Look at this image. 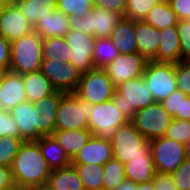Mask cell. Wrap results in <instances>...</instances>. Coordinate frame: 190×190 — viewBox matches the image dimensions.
Returning a JSON list of instances; mask_svg holds the SVG:
<instances>
[{
    "instance_id": "6da1fadb",
    "label": "cell",
    "mask_w": 190,
    "mask_h": 190,
    "mask_svg": "<svg viewBox=\"0 0 190 190\" xmlns=\"http://www.w3.org/2000/svg\"><path fill=\"white\" fill-rule=\"evenodd\" d=\"M11 171L15 183L29 190H37L47 184L51 174L39 144L36 141H24L14 157Z\"/></svg>"
},
{
    "instance_id": "7a4b0ae2",
    "label": "cell",
    "mask_w": 190,
    "mask_h": 190,
    "mask_svg": "<svg viewBox=\"0 0 190 190\" xmlns=\"http://www.w3.org/2000/svg\"><path fill=\"white\" fill-rule=\"evenodd\" d=\"M42 40L34 30L11 42L9 71L24 75L41 70Z\"/></svg>"
},
{
    "instance_id": "3957f363",
    "label": "cell",
    "mask_w": 190,
    "mask_h": 190,
    "mask_svg": "<svg viewBox=\"0 0 190 190\" xmlns=\"http://www.w3.org/2000/svg\"><path fill=\"white\" fill-rule=\"evenodd\" d=\"M111 100L128 121L133 119L137 111L154 102L143 76L132 78L116 86Z\"/></svg>"
},
{
    "instance_id": "277c9868",
    "label": "cell",
    "mask_w": 190,
    "mask_h": 190,
    "mask_svg": "<svg viewBox=\"0 0 190 190\" xmlns=\"http://www.w3.org/2000/svg\"><path fill=\"white\" fill-rule=\"evenodd\" d=\"M94 104L73 93L61 92V100L56 113L55 130L88 129L89 116Z\"/></svg>"
},
{
    "instance_id": "5b68a950",
    "label": "cell",
    "mask_w": 190,
    "mask_h": 190,
    "mask_svg": "<svg viewBox=\"0 0 190 190\" xmlns=\"http://www.w3.org/2000/svg\"><path fill=\"white\" fill-rule=\"evenodd\" d=\"M113 159L122 164L130 162L136 157L152 156L150 142L129 121L118 127L111 138Z\"/></svg>"
},
{
    "instance_id": "8992f818",
    "label": "cell",
    "mask_w": 190,
    "mask_h": 190,
    "mask_svg": "<svg viewBox=\"0 0 190 190\" xmlns=\"http://www.w3.org/2000/svg\"><path fill=\"white\" fill-rule=\"evenodd\" d=\"M123 17L116 12L93 7L81 18L69 17L70 29L94 38H108Z\"/></svg>"
},
{
    "instance_id": "52a82bcc",
    "label": "cell",
    "mask_w": 190,
    "mask_h": 190,
    "mask_svg": "<svg viewBox=\"0 0 190 190\" xmlns=\"http://www.w3.org/2000/svg\"><path fill=\"white\" fill-rule=\"evenodd\" d=\"M116 91L110 77L103 68H95L81 75L75 94L92 104L110 101Z\"/></svg>"
},
{
    "instance_id": "ba28073f",
    "label": "cell",
    "mask_w": 190,
    "mask_h": 190,
    "mask_svg": "<svg viewBox=\"0 0 190 190\" xmlns=\"http://www.w3.org/2000/svg\"><path fill=\"white\" fill-rule=\"evenodd\" d=\"M173 117L163 108L161 102L154 101L137 111L130 121L148 141L163 137Z\"/></svg>"
},
{
    "instance_id": "9c48e42d",
    "label": "cell",
    "mask_w": 190,
    "mask_h": 190,
    "mask_svg": "<svg viewBox=\"0 0 190 190\" xmlns=\"http://www.w3.org/2000/svg\"><path fill=\"white\" fill-rule=\"evenodd\" d=\"M128 122L112 100H110L94 104L93 112L88 120V129L91 131L92 136L111 140L118 127Z\"/></svg>"
},
{
    "instance_id": "30bf717a",
    "label": "cell",
    "mask_w": 190,
    "mask_h": 190,
    "mask_svg": "<svg viewBox=\"0 0 190 190\" xmlns=\"http://www.w3.org/2000/svg\"><path fill=\"white\" fill-rule=\"evenodd\" d=\"M152 159L157 173H173L187 158L186 146L165 136L150 140Z\"/></svg>"
},
{
    "instance_id": "8fae6325",
    "label": "cell",
    "mask_w": 190,
    "mask_h": 190,
    "mask_svg": "<svg viewBox=\"0 0 190 190\" xmlns=\"http://www.w3.org/2000/svg\"><path fill=\"white\" fill-rule=\"evenodd\" d=\"M143 77L154 101L161 102L177 90L175 64L149 60Z\"/></svg>"
},
{
    "instance_id": "7c38bea8",
    "label": "cell",
    "mask_w": 190,
    "mask_h": 190,
    "mask_svg": "<svg viewBox=\"0 0 190 190\" xmlns=\"http://www.w3.org/2000/svg\"><path fill=\"white\" fill-rule=\"evenodd\" d=\"M53 88L64 93L75 92L82 73L70 62L43 59L40 70Z\"/></svg>"
},
{
    "instance_id": "4fadbf2b",
    "label": "cell",
    "mask_w": 190,
    "mask_h": 190,
    "mask_svg": "<svg viewBox=\"0 0 190 190\" xmlns=\"http://www.w3.org/2000/svg\"><path fill=\"white\" fill-rule=\"evenodd\" d=\"M71 54L69 62L74 65L81 73L95 69L94 55V37L70 29L64 36Z\"/></svg>"
},
{
    "instance_id": "5bb4252c",
    "label": "cell",
    "mask_w": 190,
    "mask_h": 190,
    "mask_svg": "<svg viewBox=\"0 0 190 190\" xmlns=\"http://www.w3.org/2000/svg\"><path fill=\"white\" fill-rule=\"evenodd\" d=\"M148 59L139 53L119 54L103 69L110 77L114 86L126 82L132 78L143 76Z\"/></svg>"
},
{
    "instance_id": "9a60e30c",
    "label": "cell",
    "mask_w": 190,
    "mask_h": 190,
    "mask_svg": "<svg viewBox=\"0 0 190 190\" xmlns=\"http://www.w3.org/2000/svg\"><path fill=\"white\" fill-rule=\"evenodd\" d=\"M27 101L22 75L5 71L0 76V112Z\"/></svg>"
},
{
    "instance_id": "2e32d148",
    "label": "cell",
    "mask_w": 190,
    "mask_h": 190,
    "mask_svg": "<svg viewBox=\"0 0 190 190\" xmlns=\"http://www.w3.org/2000/svg\"><path fill=\"white\" fill-rule=\"evenodd\" d=\"M34 30L18 6L11 0L0 17V35L12 42Z\"/></svg>"
},
{
    "instance_id": "e0dca14e",
    "label": "cell",
    "mask_w": 190,
    "mask_h": 190,
    "mask_svg": "<svg viewBox=\"0 0 190 190\" xmlns=\"http://www.w3.org/2000/svg\"><path fill=\"white\" fill-rule=\"evenodd\" d=\"M113 159L112 143L110 139L91 136L87 143L71 160V164H98L104 165Z\"/></svg>"
},
{
    "instance_id": "ac0fdd59",
    "label": "cell",
    "mask_w": 190,
    "mask_h": 190,
    "mask_svg": "<svg viewBox=\"0 0 190 190\" xmlns=\"http://www.w3.org/2000/svg\"><path fill=\"white\" fill-rule=\"evenodd\" d=\"M61 100V91L55 90L43 99L37 100V140L42 136L53 135L58 106Z\"/></svg>"
},
{
    "instance_id": "d6986e66",
    "label": "cell",
    "mask_w": 190,
    "mask_h": 190,
    "mask_svg": "<svg viewBox=\"0 0 190 190\" xmlns=\"http://www.w3.org/2000/svg\"><path fill=\"white\" fill-rule=\"evenodd\" d=\"M24 141H37V107L30 101L18 104L10 111Z\"/></svg>"
},
{
    "instance_id": "ffe728a7",
    "label": "cell",
    "mask_w": 190,
    "mask_h": 190,
    "mask_svg": "<svg viewBox=\"0 0 190 190\" xmlns=\"http://www.w3.org/2000/svg\"><path fill=\"white\" fill-rule=\"evenodd\" d=\"M159 33L161 42L152 61L177 64L181 61V46L176 26L163 28Z\"/></svg>"
},
{
    "instance_id": "44dd1931",
    "label": "cell",
    "mask_w": 190,
    "mask_h": 190,
    "mask_svg": "<svg viewBox=\"0 0 190 190\" xmlns=\"http://www.w3.org/2000/svg\"><path fill=\"white\" fill-rule=\"evenodd\" d=\"M134 30L138 46V53L152 60L161 42L159 30L144 20L134 21Z\"/></svg>"
},
{
    "instance_id": "7402d4cb",
    "label": "cell",
    "mask_w": 190,
    "mask_h": 190,
    "mask_svg": "<svg viewBox=\"0 0 190 190\" xmlns=\"http://www.w3.org/2000/svg\"><path fill=\"white\" fill-rule=\"evenodd\" d=\"M121 54L138 53L134 21L122 18L109 37Z\"/></svg>"
},
{
    "instance_id": "603a6c76",
    "label": "cell",
    "mask_w": 190,
    "mask_h": 190,
    "mask_svg": "<svg viewBox=\"0 0 190 190\" xmlns=\"http://www.w3.org/2000/svg\"><path fill=\"white\" fill-rule=\"evenodd\" d=\"M69 30V17L58 9L34 26V31L41 38L64 37Z\"/></svg>"
},
{
    "instance_id": "cb8c5ba5",
    "label": "cell",
    "mask_w": 190,
    "mask_h": 190,
    "mask_svg": "<svg viewBox=\"0 0 190 190\" xmlns=\"http://www.w3.org/2000/svg\"><path fill=\"white\" fill-rule=\"evenodd\" d=\"M33 27L57 10V0H12Z\"/></svg>"
},
{
    "instance_id": "d4e9b609",
    "label": "cell",
    "mask_w": 190,
    "mask_h": 190,
    "mask_svg": "<svg viewBox=\"0 0 190 190\" xmlns=\"http://www.w3.org/2000/svg\"><path fill=\"white\" fill-rule=\"evenodd\" d=\"M36 142L51 170L61 169L71 164V159L53 135L42 136Z\"/></svg>"
},
{
    "instance_id": "484cf974",
    "label": "cell",
    "mask_w": 190,
    "mask_h": 190,
    "mask_svg": "<svg viewBox=\"0 0 190 190\" xmlns=\"http://www.w3.org/2000/svg\"><path fill=\"white\" fill-rule=\"evenodd\" d=\"M53 136L63 148L67 156L72 160L90 139L92 133L89 129L66 131L55 130Z\"/></svg>"
},
{
    "instance_id": "4316f807",
    "label": "cell",
    "mask_w": 190,
    "mask_h": 190,
    "mask_svg": "<svg viewBox=\"0 0 190 190\" xmlns=\"http://www.w3.org/2000/svg\"><path fill=\"white\" fill-rule=\"evenodd\" d=\"M125 177L136 184L153 180L156 173L152 156L136 157L124 164Z\"/></svg>"
},
{
    "instance_id": "83f0119b",
    "label": "cell",
    "mask_w": 190,
    "mask_h": 190,
    "mask_svg": "<svg viewBox=\"0 0 190 190\" xmlns=\"http://www.w3.org/2000/svg\"><path fill=\"white\" fill-rule=\"evenodd\" d=\"M22 80L25 87L26 98L32 103L45 98L55 91L51 82L41 71L26 73L22 75Z\"/></svg>"
},
{
    "instance_id": "f1b7e54d",
    "label": "cell",
    "mask_w": 190,
    "mask_h": 190,
    "mask_svg": "<svg viewBox=\"0 0 190 190\" xmlns=\"http://www.w3.org/2000/svg\"><path fill=\"white\" fill-rule=\"evenodd\" d=\"M47 185L54 190H85L76 168L72 164L52 170Z\"/></svg>"
},
{
    "instance_id": "f546056e",
    "label": "cell",
    "mask_w": 190,
    "mask_h": 190,
    "mask_svg": "<svg viewBox=\"0 0 190 190\" xmlns=\"http://www.w3.org/2000/svg\"><path fill=\"white\" fill-rule=\"evenodd\" d=\"M144 21L161 30L169 26H176L178 19L169 1L161 0L149 11Z\"/></svg>"
},
{
    "instance_id": "4dcf8cb0",
    "label": "cell",
    "mask_w": 190,
    "mask_h": 190,
    "mask_svg": "<svg viewBox=\"0 0 190 190\" xmlns=\"http://www.w3.org/2000/svg\"><path fill=\"white\" fill-rule=\"evenodd\" d=\"M85 190H103V166L98 164H72Z\"/></svg>"
},
{
    "instance_id": "1f68e13d",
    "label": "cell",
    "mask_w": 190,
    "mask_h": 190,
    "mask_svg": "<svg viewBox=\"0 0 190 190\" xmlns=\"http://www.w3.org/2000/svg\"><path fill=\"white\" fill-rule=\"evenodd\" d=\"M43 59L69 62L71 50L64 37H48L42 40Z\"/></svg>"
},
{
    "instance_id": "d6a6232c",
    "label": "cell",
    "mask_w": 190,
    "mask_h": 190,
    "mask_svg": "<svg viewBox=\"0 0 190 190\" xmlns=\"http://www.w3.org/2000/svg\"><path fill=\"white\" fill-rule=\"evenodd\" d=\"M118 49L114 46L111 39L108 38H94V65L96 68H104L112 62L118 55Z\"/></svg>"
},
{
    "instance_id": "836d02e7",
    "label": "cell",
    "mask_w": 190,
    "mask_h": 190,
    "mask_svg": "<svg viewBox=\"0 0 190 190\" xmlns=\"http://www.w3.org/2000/svg\"><path fill=\"white\" fill-rule=\"evenodd\" d=\"M103 190H116L125 179L124 164L111 159L103 165Z\"/></svg>"
},
{
    "instance_id": "e575fe53",
    "label": "cell",
    "mask_w": 190,
    "mask_h": 190,
    "mask_svg": "<svg viewBox=\"0 0 190 190\" xmlns=\"http://www.w3.org/2000/svg\"><path fill=\"white\" fill-rule=\"evenodd\" d=\"M24 140L22 138L0 137V166L11 167L14 157L19 152Z\"/></svg>"
},
{
    "instance_id": "d590c367",
    "label": "cell",
    "mask_w": 190,
    "mask_h": 190,
    "mask_svg": "<svg viewBox=\"0 0 190 190\" xmlns=\"http://www.w3.org/2000/svg\"><path fill=\"white\" fill-rule=\"evenodd\" d=\"M161 0H126L124 18L144 20L149 11Z\"/></svg>"
},
{
    "instance_id": "8d00e7d4",
    "label": "cell",
    "mask_w": 190,
    "mask_h": 190,
    "mask_svg": "<svg viewBox=\"0 0 190 190\" xmlns=\"http://www.w3.org/2000/svg\"><path fill=\"white\" fill-rule=\"evenodd\" d=\"M57 9L68 17L81 18L93 9L92 0H57Z\"/></svg>"
},
{
    "instance_id": "74e56055",
    "label": "cell",
    "mask_w": 190,
    "mask_h": 190,
    "mask_svg": "<svg viewBox=\"0 0 190 190\" xmlns=\"http://www.w3.org/2000/svg\"><path fill=\"white\" fill-rule=\"evenodd\" d=\"M164 136L186 145L190 138V121L184 119H173Z\"/></svg>"
},
{
    "instance_id": "f35d334b",
    "label": "cell",
    "mask_w": 190,
    "mask_h": 190,
    "mask_svg": "<svg viewBox=\"0 0 190 190\" xmlns=\"http://www.w3.org/2000/svg\"><path fill=\"white\" fill-rule=\"evenodd\" d=\"M177 89L190 96V60H181L175 64Z\"/></svg>"
},
{
    "instance_id": "ab89813d",
    "label": "cell",
    "mask_w": 190,
    "mask_h": 190,
    "mask_svg": "<svg viewBox=\"0 0 190 190\" xmlns=\"http://www.w3.org/2000/svg\"><path fill=\"white\" fill-rule=\"evenodd\" d=\"M176 28L181 46V60H190V20H178Z\"/></svg>"
},
{
    "instance_id": "60d3db41",
    "label": "cell",
    "mask_w": 190,
    "mask_h": 190,
    "mask_svg": "<svg viewBox=\"0 0 190 190\" xmlns=\"http://www.w3.org/2000/svg\"><path fill=\"white\" fill-rule=\"evenodd\" d=\"M177 190H190V158H186L184 162L171 173Z\"/></svg>"
},
{
    "instance_id": "b9f144b4",
    "label": "cell",
    "mask_w": 190,
    "mask_h": 190,
    "mask_svg": "<svg viewBox=\"0 0 190 190\" xmlns=\"http://www.w3.org/2000/svg\"><path fill=\"white\" fill-rule=\"evenodd\" d=\"M20 137L19 127L9 111L0 112V137Z\"/></svg>"
},
{
    "instance_id": "7bdbcfd3",
    "label": "cell",
    "mask_w": 190,
    "mask_h": 190,
    "mask_svg": "<svg viewBox=\"0 0 190 190\" xmlns=\"http://www.w3.org/2000/svg\"><path fill=\"white\" fill-rule=\"evenodd\" d=\"M93 7L102 8L124 16L126 0H92Z\"/></svg>"
},
{
    "instance_id": "ee69618b",
    "label": "cell",
    "mask_w": 190,
    "mask_h": 190,
    "mask_svg": "<svg viewBox=\"0 0 190 190\" xmlns=\"http://www.w3.org/2000/svg\"><path fill=\"white\" fill-rule=\"evenodd\" d=\"M163 108L173 116L175 113H180L181 91L175 90L167 98L161 101Z\"/></svg>"
},
{
    "instance_id": "f6af8a7d",
    "label": "cell",
    "mask_w": 190,
    "mask_h": 190,
    "mask_svg": "<svg viewBox=\"0 0 190 190\" xmlns=\"http://www.w3.org/2000/svg\"><path fill=\"white\" fill-rule=\"evenodd\" d=\"M152 181L154 190H177L171 174L156 172Z\"/></svg>"
},
{
    "instance_id": "bcb514c9",
    "label": "cell",
    "mask_w": 190,
    "mask_h": 190,
    "mask_svg": "<svg viewBox=\"0 0 190 190\" xmlns=\"http://www.w3.org/2000/svg\"><path fill=\"white\" fill-rule=\"evenodd\" d=\"M11 61V42L0 35V71L9 70Z\"/></svg>"
},
{
    "instance_id": "7dc6e473",
    "label": "cell",
    "mask_w": 190,
    "mask_h": 190,
    "mask_svg": "<svg viewBox=\"0 0 190 190\" xmlns=\"http://www.w3.org/2000/svg\"><path fill=\"white\" fill-rule=\"evenodd\" d=\"M178 20L190 19V0H168Z\"/></svg>"
},
{
    "instance_id": "c3c4849f",
    "label": "cell",
    "mask_w": 190,
    "mask_h": 190,
    "mask_svg": "<svg viewBox=\"0 0 190 190\" xmlns=\"http://www.w3.org/2000/svg\"><path fill=\"white\" fill-rule=\"evenodd\" d=\"M173 119H184L190 121V96L181 92L180 113H175Z\"/></svg>"
},
{
    "instance_id": "681fc988",
    "label": "cell",
    "mask_w": 190,
    "mask_h": 190,
    "mask_svg": "<svg viewBox=\"0 0 190 190\" xmlns=\"http://www.w3.org/2000/svg\"><path fill=\"white\" fill-rule=\"evenodd\" d=\"M11 167L0 166V189L14 183Z\"/></svg>"
},
{
    "instance_id": "f907efd6",
    "label": "cell",
    "mask_w": 190,
    "mask_h": 190,
    "mask_svg": "<svg viewBox=\"0 0 190 190\" xmlns=\"http://www.w3.org/2000/svg\"><path fill=\"white\" fill-rule=\"evenodd\" d=\"M116 190H136V183L131 180L125 179L121 184L116 187Z\"/></svg>"
},
{
    "instance_id": "816d5d0a",
    "label": "cell",
    "mask_w": 190,
    "mask_h": 190,
    "mask_svg": "<svg viewBox=\"0 0 190 190\" xmlns=\"http://www.w3.org/2000/svg\"><path fill=\"white\" fill-rule=\"evenodd\" d=\"M136 190H154L153 181L136 184Z\"/></svg>"
},
{
    "instance_id": "f5cc1de1",
    "label": "cell",
    "mask_w": 190,
    "mask_h": 190,
    "mask_svg": "<svg viewBox=\"0 0 190 190\" xmlns=\"http://www.w3.org/2000/svg\"><path fill=\"white\" fill-rule=\"evenodd\" d=\"M0 190H29V189L22 187L20 184L14 182L12 185L1 188Z\"/></svg>"
},
{
    "instance_id": "db71d44e",
    "label": "cell",
    "mask_w": 190,
    "mask_h": 190,
    "mask_svg": "<svg viewBox=\"0 0 190 190\" xmlns=\"http://www.w3.org/2000/svg\"><path fill=\"white\" fill-rule=\"evenodd\" d=\"M10 1L11 0H0V17L2 16Z\"/></svg>"
},
{
    "instance_id": "11a10c76",
    "label": "cell",
    "mask_w": 190,
    "mask_h": 190,
    "mask_svg": "<svg viewBox=\"0 0 190 190\" xmlns=\"http://www.w3.org/2000/svg\"><path fill=\"white\" fill-rule=\"evenodd\" d=\"M186 155L187 158H190V138L188 139L187 143H186Z\"/></svg>"
},
{
    "instance_id": "9f6ffc18",
    "label": "cell",
    "mask_w": 190,
    "mask_h": 190,
    "mask_svg": "<svg viewBox=\"0 0 190 190\" xmlns=\"http://www.w3.org/2000/svg\"><path fill=\"white\" fill-rule=\"evenodd\" d=\"M37 190H54V189L51 188L50 186H48L47 184H44L43 186H41Z\"/></svg>"
}]
</instances>
